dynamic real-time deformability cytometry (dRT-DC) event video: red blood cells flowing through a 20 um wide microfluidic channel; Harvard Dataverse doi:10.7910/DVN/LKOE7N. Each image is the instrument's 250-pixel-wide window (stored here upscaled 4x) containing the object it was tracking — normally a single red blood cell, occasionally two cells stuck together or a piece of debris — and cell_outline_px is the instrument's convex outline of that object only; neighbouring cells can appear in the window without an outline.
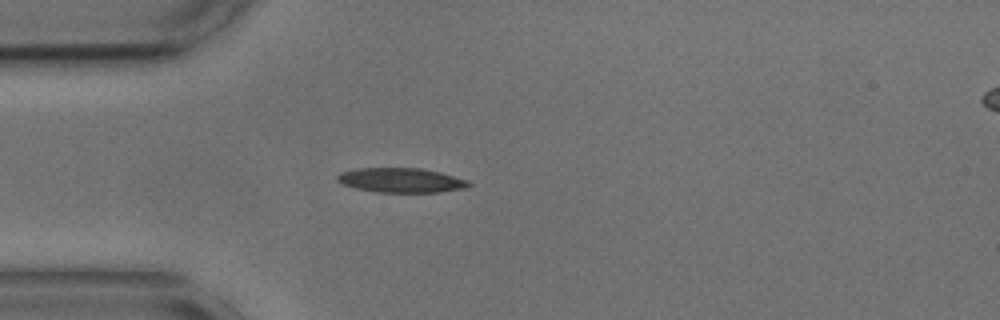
{"species": "common noctule bat (a hibernating species)", "species_latin": "Nyctalus noctula", "temperature_condition": "cold", "stored_images_in_passage": 41, "camera_frame_rate_fps": 3000, "um_per_image_px": 0.085, "animal": {"sex": "male", "body_mass_g": 17.9, "forearm_length_mm": 54.2}, "frame": {"image": 1, "passage_image": 1, "time_ms": 0.0, "image_size_px": [1000, 320], "cell_outline_px": [[472, 184], [464, 188], [440, 192], [376, 192], [356, 188], [344, 184], [336, 180], [336, 176], [340, 172], [356, 168], [420, 168], [440, 172], [468, 180]], "centroid_in_image_um": [34.08, 15.31], "position_along_channel_um": 50.9, "area_um2": 18.79}}
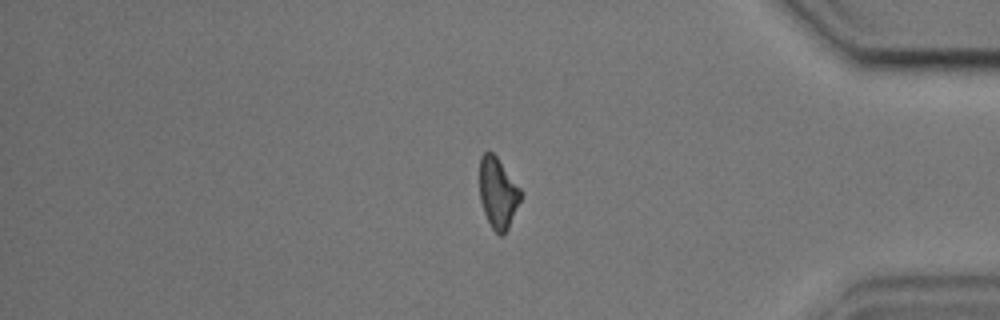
{"frame": {"image": 2, "passage_image": 32, "time_ms": 10.333, "image_size_px": [1000, 320], "cell_outline_px": [[524, 192], [508, 228], [504, 236], [500, 236], [492, 228], [484, 212], [480, 200], [480, 156], [484, 152], [492, 152], [496, 156]], "centroid_in_image_um": [42.34, 16.41], "position_along_channel_um": 392.9, "area_um2": 16.99}}
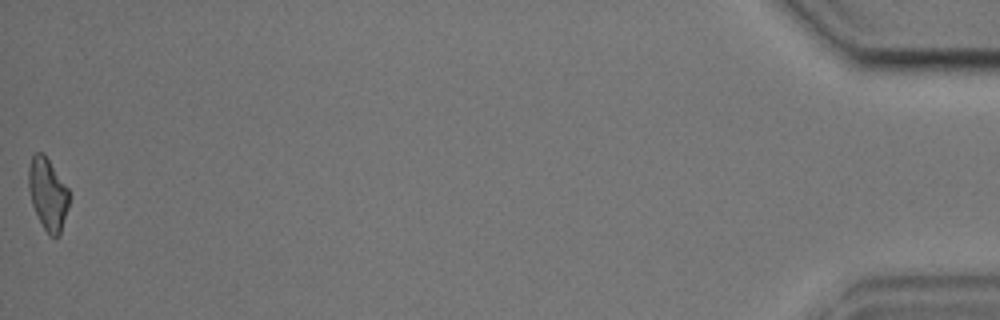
{"frame": {"image": 3, "passage_image": 41, "time_ms": 13.333, "image_size_px": [1000, 320], "cell_outline_px": [[68, 208], [60, 236], [48, 236], [32, 204], [28, 188], [28, 168], [32, 156], [36, 152], [40, 152], [48, 160], [68, 188]], "centroid_in_image_um": [4.05, 16.52], "position_along_channel_um": 431.1, "area_um2": 16.7}, "authors_computed_cell_mechanics": {"area_um2": 18.1492, "velocity_mm_per_s": 3.6474, "shape_relaxation_time_tau1_ms": 3.4417, "shape_relaxation_time_tau2_ms": 6.74, "deformation_change_tau1": 0.1277, "deformation_change_tau2": 0.154}}